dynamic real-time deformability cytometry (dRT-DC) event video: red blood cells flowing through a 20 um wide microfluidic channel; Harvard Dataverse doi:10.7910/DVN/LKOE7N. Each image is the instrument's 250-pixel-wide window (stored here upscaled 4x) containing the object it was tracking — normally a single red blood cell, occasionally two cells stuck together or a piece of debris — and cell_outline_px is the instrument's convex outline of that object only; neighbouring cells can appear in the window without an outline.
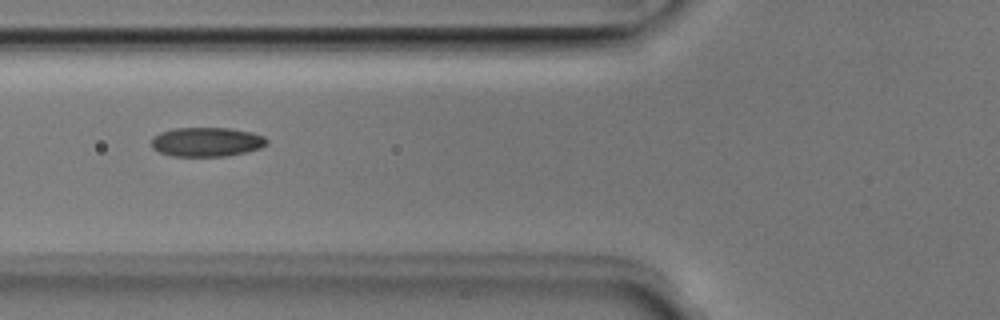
{"species": "Egyptian fruit bat (a non-hibernating species)", "species_latin": "Rousettus aegyptiacus", "temperature_condition": "room temperature", "stored_images_in_passage": 35, "camera_frame_rate_fps": 3000, "um_per_image_px": 0.085, "animal": {"sex": "male"}, "frame": {"image": 1, "passage_image": 4, "time_ms": 1.0, "image_size_px": [1000, 320], "cell_outline_px": [[268, 144], [260, 148], [228, 156], [172, 156], [160, 152], [152, 148], [152, 136], [160, 132], [172, 128], [228, 128], [252, 132], [264, 136], [268, 140]], "centroid_in_image_um": [17.56, 12.06], "position_along_channel_um": 108.2, "area_um2": 19.77}}
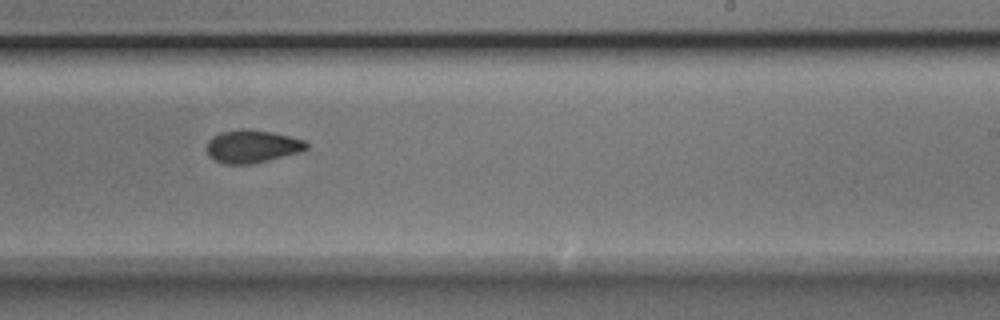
{"frame": {"image": 2, "passage_image": 16, "time_ms": 5.0, "image_size_px": [1000, 320], "cell_outline_px": [[308, 148], [300, 152], [268, 160], [248, 164], [224, 164], [208, 156], [208, 140], [212, 136], [220, 132], [272, 132], [304, 140], [308, 144]], "centroid_in_image_um": [21.44, 12.49], "position_along_channel_um": 267.6, "area_um2": 18.21}}
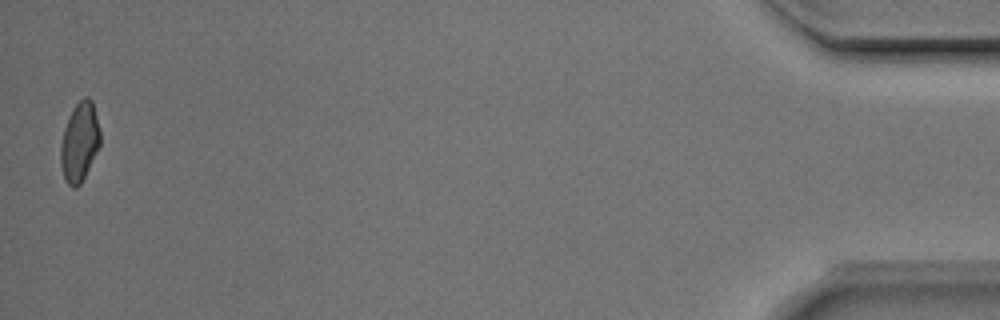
{"frame": {"image": 3, "passage_image": 35, "time_ms": 11.333, "image_size_px": [1000, 320], "cell_outline_px": [[100, 144], [80, 184], [76, 188], [72, 188], [68, 184], [64, 176], [60, 164], [60, 144], [64, 128], [68, 116], [72, 108], [84, 96], [88, 96], [92, 100], [100, 132]], "centroid_in_image_um": [6.74, 12.04], "position_along_channel_um": 428.5, "area_um2": 18.15}, "authors_computed_cell_mechanics": {"area_um2": 18.8428, "velocity_mm_per_s": 3.9906, "shape_relaxation_time_tau1_ms": 6.3589, "shape_relaxation_time_tau2_ms": 2.9838, "deformation_change_tau1": 0.1472, "deformation_change_tau2": 0.076}}